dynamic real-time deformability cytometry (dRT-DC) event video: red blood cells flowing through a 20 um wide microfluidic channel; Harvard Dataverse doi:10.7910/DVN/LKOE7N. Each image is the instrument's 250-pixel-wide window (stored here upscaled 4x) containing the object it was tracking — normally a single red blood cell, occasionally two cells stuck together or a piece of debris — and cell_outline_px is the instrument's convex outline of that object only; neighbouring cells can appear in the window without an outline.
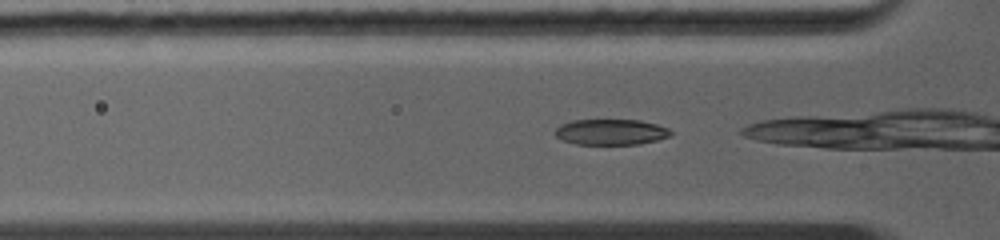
{"species": "common noctule bat (a hibernating species)", "species_latin": "Nyctalus noctula", "temperature_condition": "warm", "stored_images_in_passage": 8, "camera_frame_rate_fps": 5000, "um_per_image_px": 0.085, "animal": {"sex": "female", "body_mass_g": 19.0, "forearm_length_mm": 56.7}, "frame": {"image": 1, "passage_image": 2, "time_ms": 0.4, "image_size_px": [1000, 240], "cell_outline_px": [[672, 132], [668, 136], [656, 140], [640, 144], [576, 144], [560, 140], [552, 132], [560, 124], [572, 120], [640, 120], [656, 124], [668, 128]], "centroid_in_image_um": [51.86, 11.22], "position_along_channel_um": 73.9, "area_um2": 17.4}}
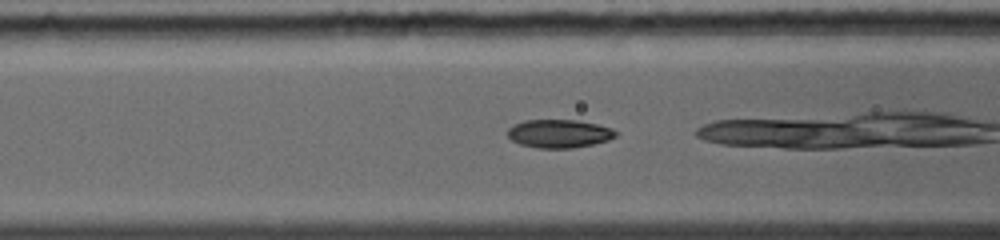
{"frame": {"image": 2, "passage_image": 4, "time_ms": 1.4, "image_size_px": [1000, 240], "cell_outline_px": [[616, 136], [608, 140], [592, 144], [572, 148], [536, 148], [520, 144], [512, 140], [508, 136], [508, 128], [512, 124], [524, 120], [576, 120], [596, 124], [612, 128], [616, 132]], "centroid_in_image_um": [47.49, 11.35], "position_along_channel_um": 119.1, "area_um2": 17.8}}
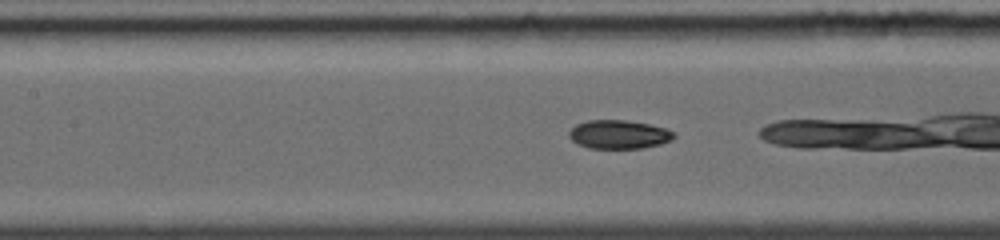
{"frame": {"image": 3, "passage_image": 6, "time_ms": 2.2, "image_size_px": [1000, 240], "cell_outline_px": [[676, 136], [672, 140], [660, 144], [644, 148], [588, 148], [576, 144], [568, 136], [568, 132], [576, 124], [588, 120], [624, 120], [648, 124], [664, 128], [676, 132]], "centroid_in_image_um": [52.6, 11.43], "position_along_channel_um": 154.8, "area_um2": 17.63}}